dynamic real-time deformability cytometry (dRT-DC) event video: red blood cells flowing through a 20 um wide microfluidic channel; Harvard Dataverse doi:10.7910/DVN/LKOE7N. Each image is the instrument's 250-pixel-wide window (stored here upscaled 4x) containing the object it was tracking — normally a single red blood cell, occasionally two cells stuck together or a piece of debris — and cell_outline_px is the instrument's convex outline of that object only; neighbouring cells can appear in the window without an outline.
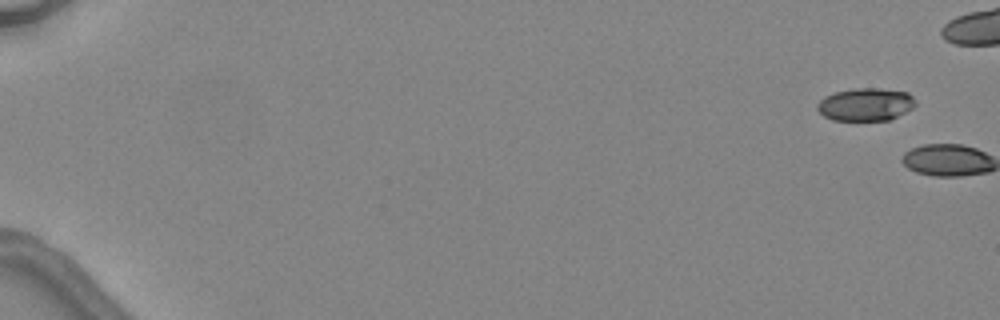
{"species": "common noctule bat (a hibernating species)", "species_latin": "Nyctalus noctula", "temperature_condition": "warm", "stored_images_in_passage": 2, "camera_frame_rate_fps": 3000, "um_per_image_px": 0.085, "animal": {"sex": "female", "body_mass_g": 24.6, "forearm_length_mm": 56.2}, "frame": {"image": 1, "passage_image": 1, "time_ms": 0.0, "image_size_px": [1000, 320], "cell_outline_px": [[916, 104], [912, 108], [888, 120], [832, 120], [824, 116], [816, 108], [816, 104], [824, 96], [836, 92], [856, 88], [880, 88], [908, 92], [916, 100]], "centroid_in_image_um": [73.57, 8.87], "position_along_channel_um": 11.4, "area_um2": 18.73}}